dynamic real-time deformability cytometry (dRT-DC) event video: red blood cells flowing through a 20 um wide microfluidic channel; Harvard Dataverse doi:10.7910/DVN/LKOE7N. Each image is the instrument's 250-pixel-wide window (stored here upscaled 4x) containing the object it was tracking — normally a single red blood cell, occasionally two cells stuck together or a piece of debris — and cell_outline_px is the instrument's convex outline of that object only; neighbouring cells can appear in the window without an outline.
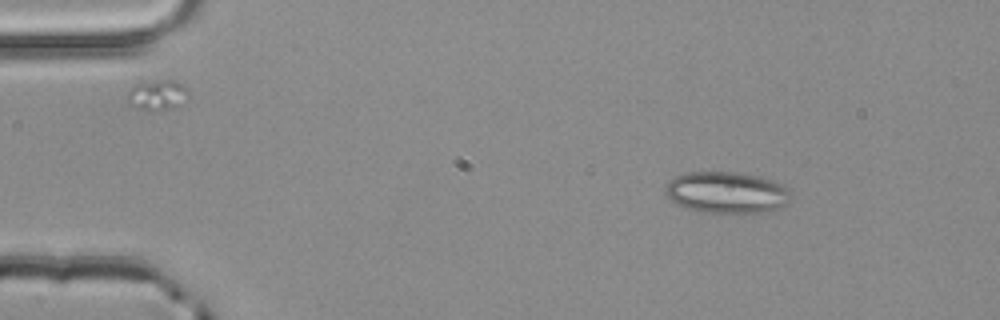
{"species": "common noctule bat (a hibernating species)", "species_latin": "Nyctalus noctula", "temperature_condition": "room temperature", "stored_images_in_passage": 2, "camera_frame_rate_fps": 3000, "um_per_image_px": 0.085, "animal": {"sex": "male", "body_mass_g": 20.4}, "frame": {"image": 1, "passage_image": 1, "time_ms": 0.0, "image_size_px": [1000, 320], "cell_outline_px": [[788, 204], [764, 212], [716, 216], [684, 208], [676, 204], [664, 192], [664, 188], [668, 180], [684, 172], [736, 172], [756, 176], [772, 180], [784, 184], [788, 188]], "centroid_in_image_um": [61.71, 16.4], "position_along_channel_um": 23.3, "area_um2": 31.21}}